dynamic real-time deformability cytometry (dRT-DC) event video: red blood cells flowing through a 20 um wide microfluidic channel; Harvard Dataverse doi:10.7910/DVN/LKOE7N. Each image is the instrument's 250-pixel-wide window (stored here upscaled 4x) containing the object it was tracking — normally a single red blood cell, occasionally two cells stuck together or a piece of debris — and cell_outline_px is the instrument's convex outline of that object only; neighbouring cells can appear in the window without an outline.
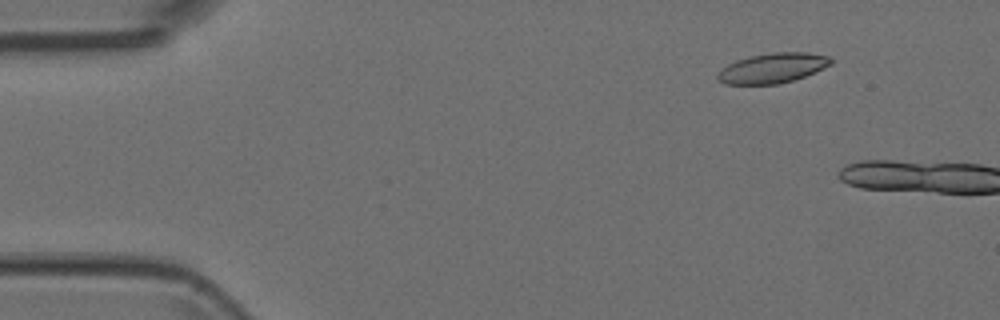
{"species": "Egyptian fruit bat (a non-hibernating species)", "species_latin": "Rousettus aegyptiacus", "temperature_condition": "room temperature", "stored_images_in_passage": 2, "camera_frame_rate_fps": 3000, "um_per_image_px": 0.085, "animal": {"sex": "female"}, "frame": {"image": 1, "passage_image": 1, "time_ms": 0.0, "image_size_px": [1000, 320], "cell_outline_px": [[832, 64], [804, 76], [792, 80], [776, 84], [724, 84], [716, 80], [716, 76], [728, 64], [736, 60], [752, 56], [772, 52], [808, 52], [828, 56], [832, 60]], "centroid_in_image_um": [65.66, 5.78], "position_along_channel_um": 19.3, "area_um2": 19.54}}